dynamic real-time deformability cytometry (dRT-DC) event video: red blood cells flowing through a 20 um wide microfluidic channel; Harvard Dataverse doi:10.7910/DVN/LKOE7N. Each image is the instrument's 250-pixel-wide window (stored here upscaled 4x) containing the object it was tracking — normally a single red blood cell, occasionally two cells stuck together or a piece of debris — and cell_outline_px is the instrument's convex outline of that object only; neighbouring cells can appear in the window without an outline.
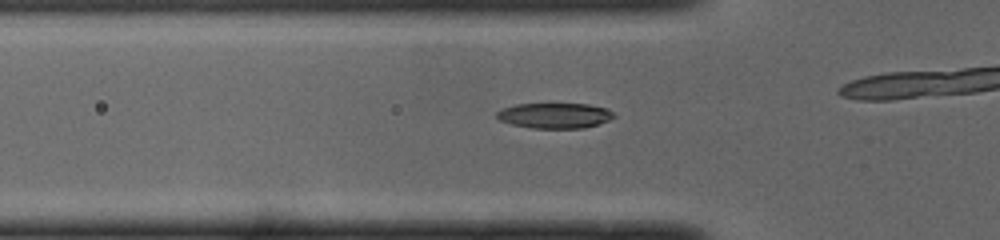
{"species": "common noctule bat (a hibernating species)", "species_latin": "Nyctalus noctula", "temperature_condition": "cold", "stored_images_in_passage": 39, "camera_frame_rate_fps": 3000, "um_per_image_px": 0.085, "animal": {"sex": "male", "body_mass_g": 19.0, "forearm_length_mm": 50.8}, "frame": {"image": 1, "passage_image": 16, "time_ms": 5.0, "image_size_px": [1000, 240], "cell_outline_px": [[616, 116], [608, 120], [584, 128], [532, 128], [512, 124], [500, 120], [496, 116], [496, 112], [500, 108], [516, 104], [588, 104], [608, 108]], "centroid_in_image_um": [47.13, 9.81], "position_along_channel_um": 78.7, "area_um2": 17.28}}
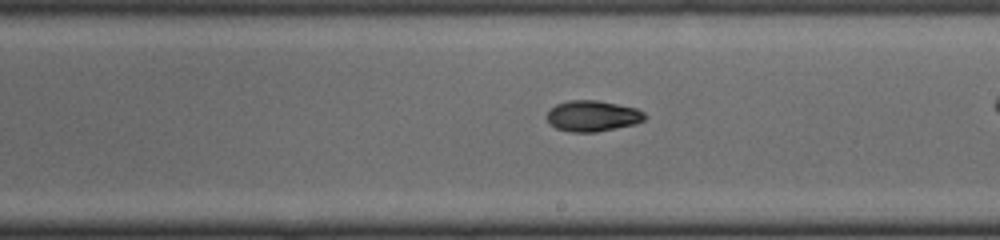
{"frame": {"image": 2, "passage_image": 28, "time_ms": 9.0, "image_size_px": [1000, 240], "cell_outline_px": [[648, 116], [644, 120], [636, 124], [596, 132], [572, 132], [556, 128], [548, 120], [548, 112], [556, 104], [568, 100], [596, 100], [636, 108], [644, 112]], "centroid_in_image_um": [50.41, 9.86], "position_along_channel_um": 238.6, "area_um2": 17.51}}
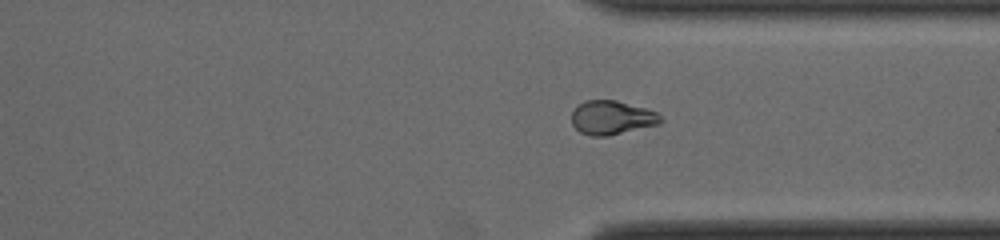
{"frame": {"image": 3, "passage_image": 37, "time_ms": 12.0, "image_size_px": [1000, 240], "cell_outline_px": [[664, 120], [660, 124], [608, 136], [592, 136], [580, 132], [572, 124], [572, 112], [584, 100], [616, 100], [648, 108], [656, 112]], "centroid_in_image_um": [52.04, 10.0], "position_along_channel_um": 359.4, "area_um2": 17.69}}